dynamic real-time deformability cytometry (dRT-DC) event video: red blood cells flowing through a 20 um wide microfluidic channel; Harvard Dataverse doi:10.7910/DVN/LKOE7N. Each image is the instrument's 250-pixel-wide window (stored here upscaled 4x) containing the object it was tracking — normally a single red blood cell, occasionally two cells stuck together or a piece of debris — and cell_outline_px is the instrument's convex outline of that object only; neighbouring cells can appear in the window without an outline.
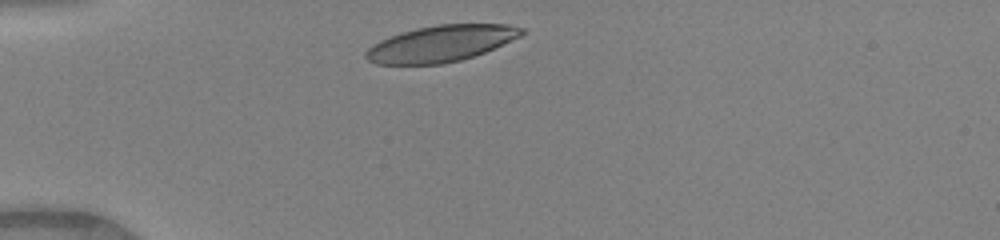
{"species": "human", "species_latin": "Homo sapiens", "temperature_condition": "warm", "stored_images_in_passage": 31, "camera_frame_rate_fps": 3000, "um_per_image_px": 0.085, "donor": {"sex": "female"}, "frame": {"image": 1, "passage_image": 1, "time_ms": 0.0, "image_size_px": [1000, 240], "cell_outline_px": [[524, 32], [520, 36], [484, 52], [460, 60], [440, 64], [376, 64], [368, 60], [364, 56], [364, 52], [372, 44], [380, 40], [400, 32], [416, 28], [436, 24], [508, 24], [524, 28]], "centroid_in_image_um": [37.44, 3.69], "position_along_channel_um": 47.6, "area_um2": 32.83}}
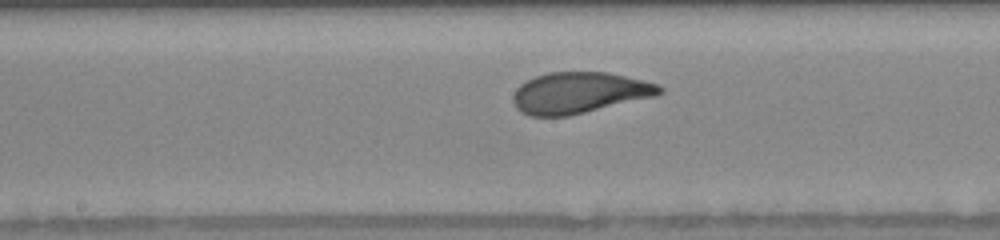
{"frame": {"image": 2, "passage_image": 14, "time_ms": 4.333, "image_size_px": [1000, 240], "cell_outline_px": [[664, 92], [656, 96], [568, 116], [532, 116], [520, 112], [516, 108], [512, 100], [512, 96], [516, 88], [520, 84], [536, 76], [548, 72], [608, 72], [656, 84], [664, 88]], "centroid_in_image_um": [49.21, 7.89], "position_along_channel_um": 199.0, "area_um2": 35.03}}
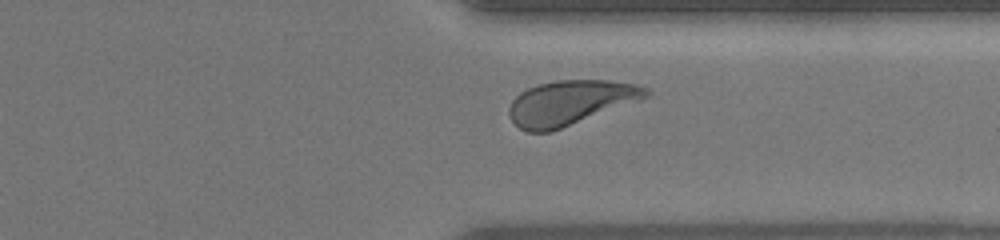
{"frame": {"image": 3, "passage_image": 26, "time_ms": 8.333, "image_size_px": [1000, 240], "cell_outline_px": [[652, 92], [648, 96], [640, 100], [552, 132], [528, 132], [520, 128], [512, 120], [508, 112], [508, 108], [512, 100], [520, 92], [536, 84], [556, 80], [608, 80], [636, 84], [648, 88]], "centroid_in_image_um": [48.47, 8.72], "position_along_channel_um": 362.9, "area_um2": 35.78}, "authors_computed_cell_mechanics": {"area_um2": 35.0846, "velocity_mm_per_s": 4.0888, "shape_relaxation_time_tau1_ms": 2.3887, "shape_relaxation_time_tau2_ms": null, "deformation_change_tau1": 0.1421, "deformation_change_tau2": null}}